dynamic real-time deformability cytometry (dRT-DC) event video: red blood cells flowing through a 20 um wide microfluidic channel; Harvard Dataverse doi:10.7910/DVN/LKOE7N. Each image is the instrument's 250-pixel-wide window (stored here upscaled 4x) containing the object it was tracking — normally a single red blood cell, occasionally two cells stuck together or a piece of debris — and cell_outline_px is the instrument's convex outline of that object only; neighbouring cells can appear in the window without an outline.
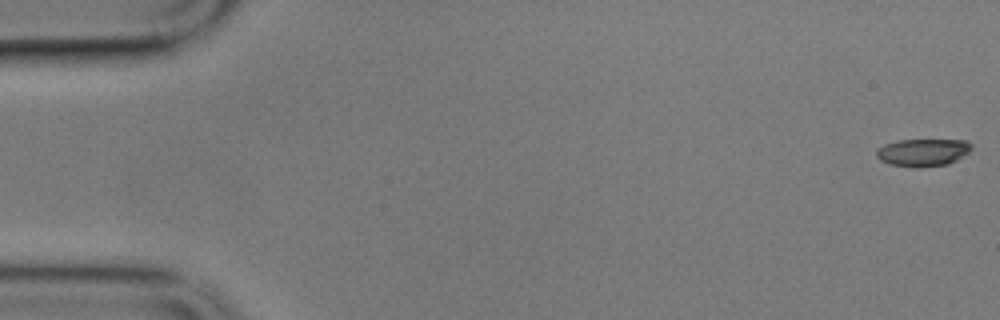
{"species": "common noctule bat (a hibernating species)", "species_latin": "Nyctalus noctula", "temperature_condition": "cold", "stored_images_in_passage": 16, "camera_frame_rate_fps": 3000, "um_per_image_px": 0.085, "animal": {"sex": "male", "body_mass_g": 17.9}, "frame": {"image": 1, "passage_image": 1, "time_ms": 0.0, "image_size_px": [1000, 320], "cell_outline_px": [[972, 148], [968, 152], [956, 160], [948, 164], [916, 168], [912, 168], [888, 164], [880, 160], [876, 156], [876, 148], [884, 144], [896, 140], [968, 140], [972, 144]], "centroid_in_image_um": [78.41, 12.96], "position_along_channel_um": 6.6, "area_um2": 15.49}}
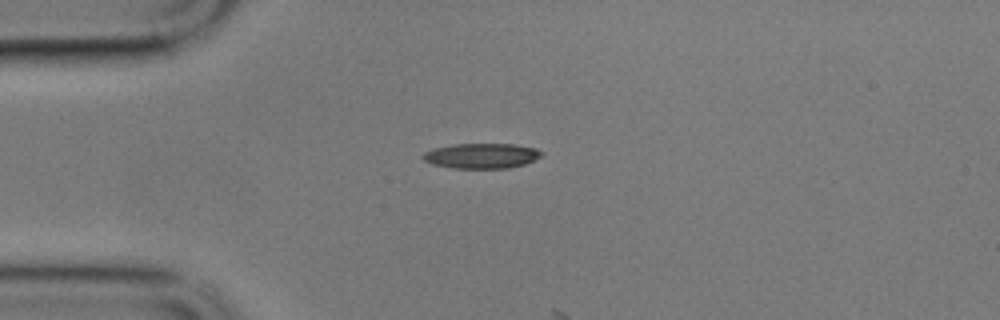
{"frame": {"image": 2, "passage_image": 15, "time_ms": 4.667, "image_size_px": [1000, 320], "cell_outline_px": [[544, 152], [540, 156], [524, 164], [508, 168], [452, 168], [432, 164], [424, 160], [420, 156], [424, 152], [432, 148], [452, 144], [516, 144], [536, 148]], "centroid_in_image_um": [40.89, 13.23], "position_along_channel_um": 44.1, "area_um2": 17.46}}